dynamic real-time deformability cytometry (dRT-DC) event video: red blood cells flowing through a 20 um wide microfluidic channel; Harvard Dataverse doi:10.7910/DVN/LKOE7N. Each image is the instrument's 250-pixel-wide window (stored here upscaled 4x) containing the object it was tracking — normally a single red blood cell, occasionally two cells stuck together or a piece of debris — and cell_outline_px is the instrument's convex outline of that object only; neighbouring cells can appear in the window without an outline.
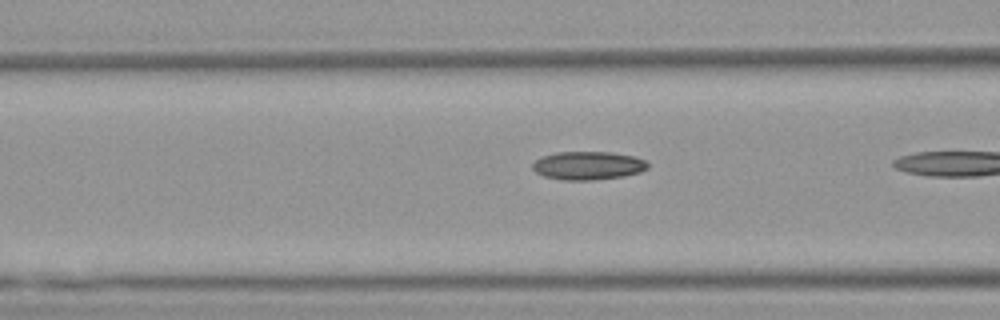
{"species": "Egyptian fruit bat (a non-hibernating species)", "species_latin": "Rousettus aegyptiacus", "temperature_condition": "warm", "stored_images_in_passage": 10, "camera_frame_rate_fps": 3000, "um_per_image_px": 0.085, "animal": {"sex": "female"}, "frame": {"image": 1, "passage_image": 9, "time_ms": 2.667, "image_size_px": [1000, 320], "cell_outline_px": [[648, 168], [640, 172], [624, 176], [592, 180], [564, 180], [544, 176], [536, 172], [532, 168], [532, 164], [540, 156], [556, 152], [612, 152], [636, 156], [644, 160], [648, 164]], "centroid_in_image_um": [49.98, 14.06], "position_along_channel_um": 116.6, "area_um2": 19.13}}